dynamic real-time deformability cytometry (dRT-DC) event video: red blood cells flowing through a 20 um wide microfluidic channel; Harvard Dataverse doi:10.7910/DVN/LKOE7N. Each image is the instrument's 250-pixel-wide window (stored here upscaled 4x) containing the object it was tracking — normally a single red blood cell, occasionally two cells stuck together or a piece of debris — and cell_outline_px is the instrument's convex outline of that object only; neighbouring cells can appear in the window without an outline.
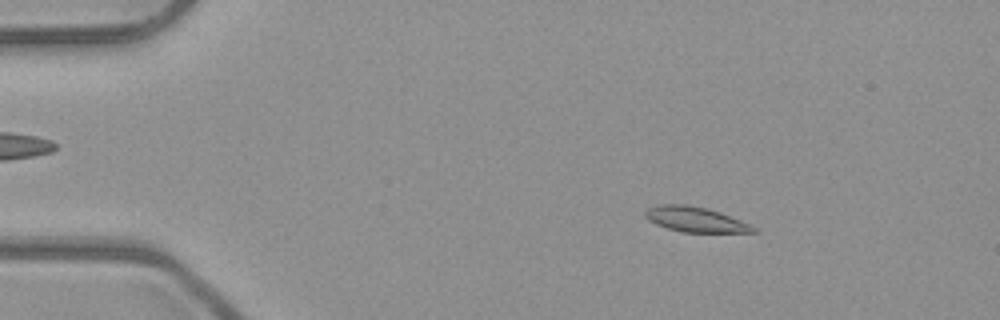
{"species": "common noctule bat (a hibernating species)", "species_latin": "Nyctalus noctula", "temperature_condition": "room temperature", "stored_images_in_passage": 52, "camera_frame_rate_fps": 3000, "um_per_image_px": 0.085, "animal": {"sex": "male", "body_mass_g": 23.1, "forearm_length_mm": 52.7}, "frame": {"image": 1, "passage_image": 8, "time_ms": 2.333, "image_size_px": [1000, 320], "cell_outline_px": [[760, 232], [680, 232], [656, 224], [648, 220], [644, 216], [644, 212], [648, 208], [660, 204], [684, 204], [708, 208], [720, 212], [752, 224]], "centroid_in_image_um": [59.13, 18.65], "position_along_channel_um": 25.9, "area_um2": 15.95}}
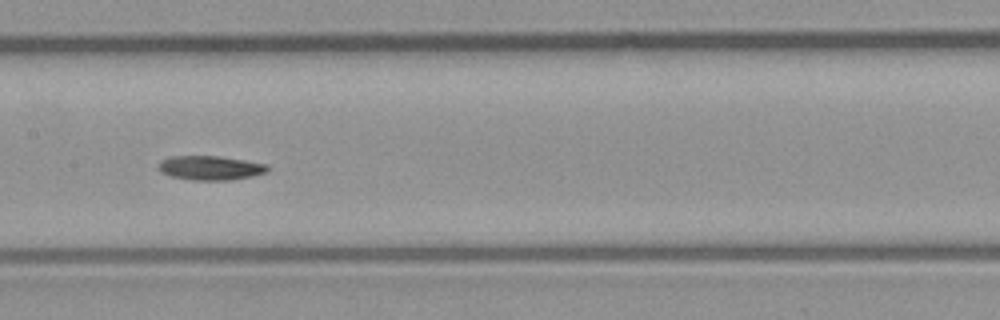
{"frame": {"image": 2, "passage_image": 26, "time_ms": 8.333, "image_size_px": [1000, 320], "cell_outline_px": [[268, 172], [252, 176], [228, 180], [192, 180], [172, 176], [160, 172], [156, 168], [160, 160], [168, 156], [220, 156], [268, 164]], "centroid_in_image_um": [17.84, 14.26], "position_along_channel_um": 189.6, "area_um2": 15.55}}
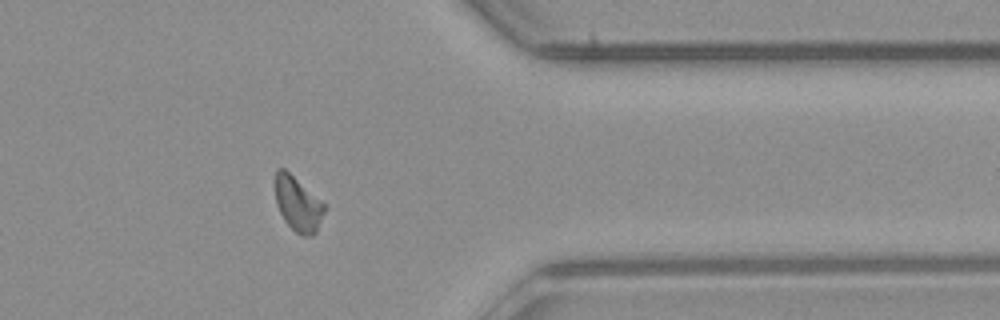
{"frame": {"image": 3, "passage_image": 42, "time_ms": 13.667, "image_size_px": [1000, 320], "cell_outline_px": [[328, 208], [316, 232], [308, 236], [300, 236], [284, 220], [276, 204], [272, 184], [276, 168], [284, 168], [324, 204]], "centroid_in_image_um": [25.28, 17.32], "position_along_channel_um": 386.1, "area_um2": 15.95}, "authors_computed_cell_mechanics": {"area_um2": 15.7505, "velocity_mm_per_s": 3.9677, "shape_relaxation_time_tau1_ms": 7.895, "shape_relaxation_time_tau2_ms": null, "deformation_change_tau1": 0.1985, "deformation_change_tau2": null}}